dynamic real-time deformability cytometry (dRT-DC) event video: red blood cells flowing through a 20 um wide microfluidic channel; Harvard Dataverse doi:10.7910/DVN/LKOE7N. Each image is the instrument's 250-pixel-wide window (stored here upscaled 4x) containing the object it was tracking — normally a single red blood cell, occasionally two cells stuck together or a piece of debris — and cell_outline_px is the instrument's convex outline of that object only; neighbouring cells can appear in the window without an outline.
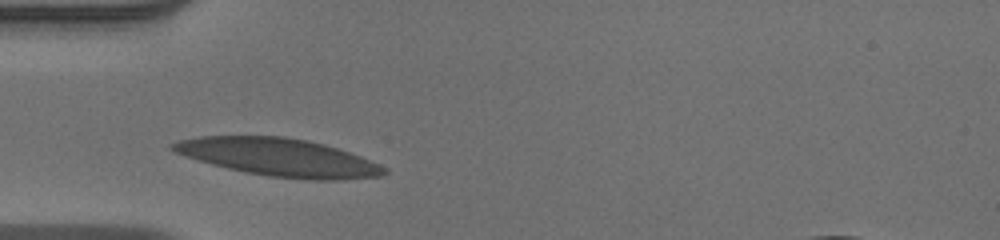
{"species": "human", "species_latin": "Homo sapiens", "temperature_condition": "warm", "stored_images_in_passage": 26, "camera_frame_rate_fps": 3000, "um_per_image_px": 0.085, "donor": {"sex": "male"}, "frame": {"image": 1, "passage_image": 1, "time_ms": 0.0, "image_size_px": [1000, 240], "cell_outline_px": [[388, 172], [380, 176], [336, 180], [308, 180], [268, 176], [228, 168], [212, 164], [184, 156], [168, 148], [168, 144], [180, 140], [200, 136], [284, 136], [308, 140], [324, 144], [360, 156], [384, 168]], "centroid_in_image_um": [23.64, 13.36], "position_along_channel_um": 61.4, "area_um2": 46.18}}
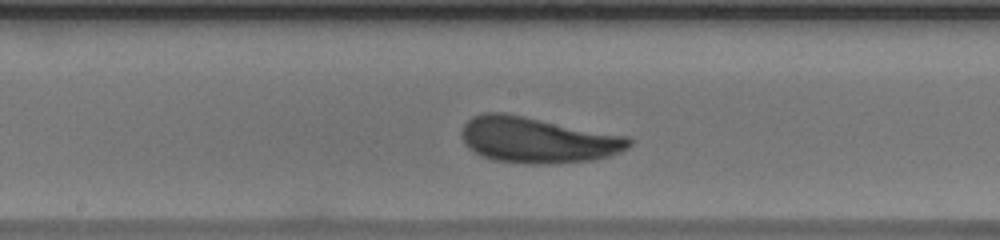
{"frame": {"image": 2, "passage_image": 12, "time_ms": 3.667, "image_size_px": [1000, 240], "cell_outline_px": [[632, 144], [628, 148], [620, 152], [608, 156], [592, 160], [556, 164], [524, 164], [496, 160], [484, 156], [468, 148], [464, 144], [460, 132], [464, 124], [472, 116], [484, 112], [504, 112], [628, 136], [632, 140]], "centroid_in_image_um": [45.68, 11.89], "position_along_channel_um": 202.5, "area_um2": 45.03}}
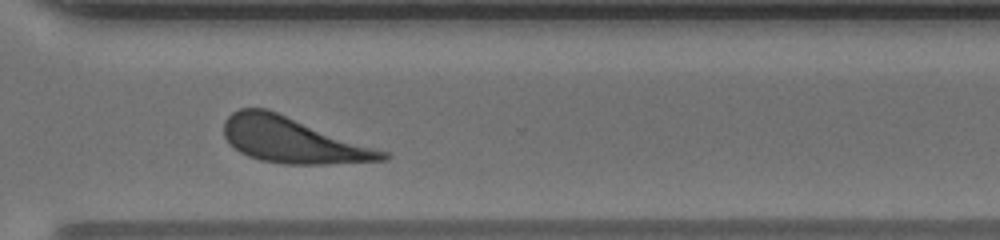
{"frame": {"image": 3, "passage_image": 23, "time_ms": 7.333, "image_size_px": [1000, 240], "cell_outline_px": [[392, 156], [384, 160], [328, 164], [284, 164], [260, 160], [248, 156], [240, 152], [224, 136], [224, 120], [232, 112], [240, 108], [268, 108], [392, 152]], "centroid_in_image_um": [24.96, 11.9], "position_along_channel_um": 345.6, "area_um2": 42.77}, "authors_computed_cell_mechanics": {"area_um2": 43.0032, "velocity_mm_per_s": 3.9102, "shape_relaxation_time_tau1_ms": 5.1942, "shape_relaxation_time_tau2_ms": 2.4538, "deformation_change_tau1": 0.2172, "deformation_change_tau2": 0.0946}}